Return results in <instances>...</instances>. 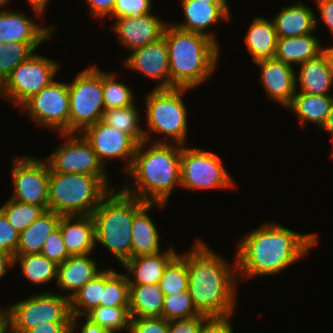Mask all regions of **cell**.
I'll return each mask as SVG.
<instances>
[{
  "instance_id": "obj_8",
  "label": "cell",
  "mask_w": 333,
  "mask_h": 333,
  "mask_svg": "<svg viewBox=\"0 0 333 333\" xmlns=\"http://www.w3.org/2000/svg\"><path fill=\"white\" fill-rule=\"evenodd\" d=\"M69 133H81L86 127L102 120L105 110L102 70L86 67L68 83Z\"/></svg>"
},
{
  "instance_id": "obj_37",
  "label": "cell",
  "mask_w": 333,
  "mask_h": 333,
  "mask_svg": "<svg viewBox=\"0 0 333 333\" xmlns=\"http://www.w3.org/2000/svg\"><path fill=\"white\" fill-rule=\"evenodd\" d=\"M84 317L112 333H117L123 329L129 331L131 319L129 307L99 306L93 308Z\"/></svg>"
},
{
  "instance_id": "obj_42",
  "label": "cell",
  "mask_w": 333,
  "mask_h": 333,
  "mask_svg": "<svg viewBox=\"0 0 333 333\" xmlns=\"http://www.w3.org/2000/svg\"><path fill=\"white\" fill-rule=\"evenodd\" d=\"M40 254L58 265L63 263L70 256L66 250L59 227L45 240Z\"/></svg>"
},
{
  "instance_id": "obj_2",
  "label": "cell",
  "mask_w": 333,
  "mask_h": 333,
  "mask_svg": "<svg viewBox=\"0 0 333 333\" xmlns=\"http://www.w3.org/2000/svg\"><path fill=\"white\" fill-rule=\"evenodd\" d=\"M187 263L188 291L196 309L209 317L234 313L237 297V263L232 264L197 239L190 251L179 254Z\"/></svg>"
},
{
  "instance_id": "obj_40",
  "label": "cell",
  "mask_w": 333,
  "mask_h": 333,
  "mask_svg": "<svg viewBox=\"0 0 333 333\" xmlns=\"http://www.w3.org/2000/svg\"><path fill=\"white\" fill-rule=\"evenodd\" d=\"M159 286L165 296L188 290L187 263L179 254L165 267Z\"/></svg>"
},
{
  "instance_id": "obj_49",
  "label": "cell",
  "mask_w": 333,
  "mask_h": 333,
  "mask_svg": "<svg viewBox=\"0 0 333 333\" xmlns=\"http://www.w3.org/2000/svg\"><path fill=\"white\" fill-rule=\"evenodd\" d=\"M71 322H44L25 333H70Z\"/></svg>"
},
{
  "instance_id": "obj_9",
  "label": "cell",
  "mask_w": 333,
  "mask_h": 333,
  "mask_svg": "<svg viewBox=\"0 0 333 333\" xmlns=\"http://www.w3.org/2000/svg\"><path fill=\"white\" fill-rule=\"evenodd\" d=\"M59 68V63L52 58L34 53L0 84V97L20 108L55 79Z\"/></svg>"
},
{
  "instance_id": "obj_36",
  "label": "cell",
  "mask_w": 333,
  "mask_h": 333,
  "mask_svg": "<svg viewBox=\"0 0 333 333\" xmlns=\"http://www.w3.org/2000/svg\"><path fill=\"white\" fill-rule=\"evenodd\" d=\"M44 43H0V84ZM40 45V46H39Z\"/></svg>"
},
{
  "instance_id": "obj_55",
  "label": "cell",
  "mask_w": 333,
  "mask_h": 333,
  "mask_svg": "<svg viewBox=\"0 0 333 333\" xmlns=\"http://www.w3.org/2000/svg\"><path fill=\"white\" fill-rule=\"evenodd\" d=\"M321 130L328 133L333 138V101L330 107L329 114L327 116L325 124L322 126Z\"/></svg>"
},
{
  "instance_id": "obj_41",
  "label": "cell",
  "mask_w": 333,
  "mask_h": 333,
  "mask_svg": "<svg viewBox=\"0 0 333 333\" xmlns=\"http://www.w3.org/2000/svg\"><path fill=\"white\" fill-rule=\"evenodd\" d=\"M200 314L194 306L188 290L164 296L162 317L167 321L186 319Z\"/></svg>"
},
{
  "instance_id": "obj_46",
  "label": "cell",
  "mask_w": 333,
  "mask_h": 333,
  "mask_svg": "<svg viewBox=\"0 0 333 333\" xmlns=\"http://www.w3.org/2000/svg\"><path fill=\"white\" fill-rule=\"evenodd\" d=\"M209 318L205 314L186 319H177L169 321L168 333H201L204 322Z\"/></svg>"
},
{
  "instance_id": "obj_47",
  "label": "cell",
  "mask_w": 333,
  "mask_h": 333,
  "mask_svg": "<svg viewBox=\"0 0 333 333\" xmlns=\"http://www.w3.org/2000/svg\"><path fill=\"white\" fill-rule=\"evenodd\" d=\"M227 317H209L203 325L201 333H234L230 318Z\"/></svg>"
},
{
  "instance_id": "obj_12",
  "label": "cell",
  "mask_w": 333,
  "mask_h": 333,
  "mask_svg": "<svg viewBox=\"0 0 333 333\" xmlns=\"http://www.w3.org/2000/svg\"><path fill=\"white\" fill-rule=\"evenodd\" d=\"M66 142L45 158L54 173H83L102 178L108 185V173L96 152L80 133L61 134Z\"/></svg>"
},
{
  "instance_id": "obj_58",
  "label": "cell",
  "mask_w": 333,
  "mask_h": 333,
  "mask_svg": "<svg viewBox=\"0 0 333 333\" xmlns=\"http://www.w3.org/2000/svg\"><path fill=\"white\" fill-rule=\"evenodd\" d=\"M10 2H11V0H0V11L6 10V9H3V7ZM1 6H3V7H1Z\"/></svg>"
},
{
  "instance_id": "obj_10",
  "label": "cell",
  "mask_w": 333,
  "mask_h": 333,
  "mask_svg": "<svg viewBox=\"0 0 333 333\" xmlns=\"http://www.w3.org/2000/svg\"><path fill=\"white\" fill-rule=\"evenodd\" d=\"M9 328L15 333L26 331L44 322H71L70 299L59 292H43L12 303L9 307Z\"/></svg>"
},
{
  "instance_id": "obj_26",
  "label": "cell",
  "mask_w": 333,
  "mask_h": 333,
  "mask_svg": "<svg viewBox=\"0 0 333 333\" xmlns=\"http://www.w3.org/2000/svg\"><path fill=\"white\" fill-rule=\"evenodd\" d=\"M296 74V92L317 95H332L333 79L330 73L329 64L323 51L316 57L307 60L299 65ZM332 89V93L330 90ZM330 92V93H329Z\"/></svg>"
},
{
  "instance_id": "obj_16",
  "label": "cell",
  "mask_w": 333,
  "mask_h": 333,
  "mask_svg": "<svg viewBox=\"0 0 333 333\" xmlns=\"http://www.w3.org/2000/svg\"><path fill=\"white\" fill-rule=\"evenodd\" d=\"M130 53L123 59L127 69L158 81L155 89L175 88L170 82L168 48L164 37Z\"/></svg>"
},
{
  "instance_id": "obj_34",
  "label": "cell",
  "mask_w": 333,
  "mask_h": 333,
  "mask_svg": "<svg viewBox=\"0 0 333 333\" xmlns=\"http://www.w3.org/2000/svg\"><path fill=\"white\" fill-rule=\"evenodd\" d=\"M103 289L104 268L70 299L71 315L82 318L93 308L99 307Z\"/></svg>"
},
{
  "instance_id": "obj_7",
  "label": "cell",
  "mask_w": 333,
  "mask_h": 333,
  "mask_svg": "<svg viewBox=\"0 0 333 333\" xmlns=\"http://www.w3.org/2000/svg\"><path fill=\"white\" fill-rule=\"evenodd\" d=\"M189 88L155 89L145 95L146 127L145 140L153 143L187 144V107L183 97ZM151 132H158L169 141L151 140ZM166 135V136H165Z\"/></svg>"
},
{
  "instance_id": "obj_1",
  "label": "cell",
  "mask_w": 333,
  "mask_h": 333,
  "mask_svg": "<svg viewBox=\"0 0 333 333\" xmlns=\"http://www.w3.org/2000/svg\"><path fill=\"white\" fill-rule=\"evenodd\" d=\"M315 233H299L280 223H265L246 233L235 251L240 277L274 276L309 254L318 243Z\"/></svg>"
},
{
  "instance_id": "obj_27",
  "label": "cell",
  "mask_w": 333,
  "mask_h": 333,
  "mask_svg": "<svg viewBox=\"0 0 333 333\" xmlns=\"http://www.w3.org/2000/svg\"><path fill=\"white\" fill-rule=\"evenodd\" d=\"M277 40L273 20L255 17L245 35V44L252 61L274 58Z\"/></svg>"
},
{
  "instance_id": "obj_54",
  "label": "cell",
  "mask_w": 333,
  "mask_h": 333,
  "mask_svg": "<svg viewBox=\"0 0 333 333\" xmlns=\"http://www.w3.org/2000/svg\"><path fill=\"white\" fill-rule=\"evenodd\" d=\"M5 308V309H4ZM9 329V310L7 307H0V333Z\"/></svg>"
},
{
  "instance_id": "obj_38",
  "label": "cell",
  "mask_w": 333,
  "mask_h": 333,
  "mask_svg": "<svg viewBox=\"0 0 333 333\" xmlns=\"http://www.w3.org/2000/svg\"><path fill=\"white\" fill-rule=\"evenodd\" d=\"M0 209L6 215L9 224L19 233L46 212L42 206L17 202L10 198Z\"/></svg>"
},
{
  "instance_id": "obj_19",
  "label": "cell",
  "mask_w": 333,
  "mask_h": 333,
  "mask_svg": "<svg viewBox=\"0 0 333 333\" xmlns=\"http://www.w3.org/2000/svg\"><path fill=\"white\" fill-rule=\"evenodd\" d=\"M55 27H42L25 12L0 11V43H44Z\"/></svg>"
},
{
  "instance_id": "obj_33",
  "label": "cell",
  "mask_w": 333,
  "mask_h": 333,
  "mask_svg": "<svg viewBox=\"0 0 333 333\" xmlns=\"http://www.w3.org/2000/svg\"><path fill=\"white\" fill-rule=\"evenodd\" d=\"M140 111L135 102L127 107L105 109L102 121L129 134L138 144L145 141L144 129L140 126Z\"/></svg>"
},
{
  "instance_id": "obj_13",
  "label": "cell",
  "mask_w": 333,
  "mask_h": 333,
  "mask_svg": "<svg viewBox=\"0 0 333 333\" xmlns=\"http://www.w3.org/2000/svg\"><path fill=\"white\" fill-rule=\"evenodd\" d=\"M11 168L13 193L10 199L17 202L49 206V165L45 159L35 156L15 157Z\"/></svg>"
},
{
  "instance_id": "obj_44",
  "label": "cell",
  "mask_w": 333,
  "mask_h": 333,
  "mask_svg": "<svg viewBox=\"0 0 333 333\" xmlns=\"http://www.w3.org/2000/svg\"><path fill=\"white\" fill-rule=\"evenodd\" d=\"M152 0H116L112 19L152 13Z\"/></svg>"
},
{
  "instance_id": "obj_50",
  "label": "cell",
  "mask_w": 333,
  "mask_h": 333,
  "mask_svg": "<svg viewBox=\"0 0 333 333\" xmlns=\"http://www.w3.org/2000/svg\"><path fill=\"white\" fill-rule=\"evenodd\" d=\"M318 11L320 13V18L323 23L327 26L329 31L333 35V0H314Z\"/></svg>"
},
{
  "instance_id": "obj_20",
  "label": "cell",
  "mask_w": 333,
  "mask_h": 333,
  "mask_svg": "<svg viewBox=\"0 0 333 333\" xmlns=\"http://www.w3.org/2000/svg\"><path fill=\"white\" fill-rule=\"evenodd\" d=\"M181 4L186 20L173 25L186 31L204 34L219 45L213 32L209 33L207 30L219 20H230L229 4H210L200 0H181Z\"/></svg>"
},
{
  "instance_id": "obj_39",
  "label": "cell",
  "mask_w": 333,
  "mask_h": 333,
  "mask_svg": "<svg viewBox=\"0 0 333 333\" xmlns=\"http://www.w3.org/2000/svg\"><path fill=\"white\" fill-rule=\"evenodd\" d=\"M115 73L102 72V88L105 109L122 108L134 103V93L126 84L116 80Z\"/></svg>"
},
{
  "instance_id": "obj_53",
  "label": "cell",
  "mask_w": 333,
  "mask_h": 333,
  "mask_svg": "<svg viewBox=\"0 0 333 333\" xmlns=\"http://www.w3.org/2000/svg\"><path fill=\"white\" fill-rule=\"evenodd\" d=\"M49 0H28V3L31 7V10L34 15L37 17H40V15H43V13L46 10L47 4H49Z\"/></svg>"
},
{
  "instance_id": "obj_22",
  "label": "cell",
  "mask_w": 333,
  "mask_h": 333,
  "mask_svg": "<svg viewBox=\"0 0 333 333\" xmlns=\"http://www.w3.org/2000/svg\"><path fill=\"white\" fill-rule=\"evenodd\" d=\"M97 261L89 254L69 256L58 265L56 283L66 297L71 299L87 282L98 275Z\"/></svg>"
},
{
  "instance_id": "obj_15",
  "label": "cell",
  "mask_w": 333,
  "mask_h": 333,
  "mask_svg": "<svg viewBox=\"0 0 333 333\" xmlns=\"http://www.w3.org/2000/svg\"><path fill=\"white\" fill-rule=\"evenodd\" d=\"M80 134L91 145L105 168L107 160L114 158L127 160L123 171L125 174L129 171L138 145L129 134L105 124L102 120L86 127Z\"/></svg>"
},
{
  "instance_id": "obj_43",
  "label": "cell",
  "mask_w": 333,
  "mask_h": 333,
  "mask_svg": "<svg viewBox=\"0 0 333 333\" xmlns=\"http://www.w3.org/2000/svg\"><path fill=\"white\" fill-rule=\"evenodd\" d=\"M169 321L163 317L131 318L129 333H168Z\"/></svg>"
},
{
  "instance_id": "obj_35",
  "label": "cell",
  "mask_w": 333,
  "mask_h": 333,
  "mask_svg": "<svg viewBox=\"0 0 333 333\" xmlns=\"http://www.w3.org/2000/svg\"><path fill=\"white\" fill-rule=\"evenodd\" d=\"M130 285L127 276L112 268L104 269V289L100 306L129 307Z\"/></svg>"
},
{
  "instance_id": "obj_28",
  "label": "cell",
  "mask_w": 333,
  "mask_h": 333,
  "mask_svg": "<svg viewBox=\"0 0 333 333\" xmlns=\"http://www.w3.org/2000/svg\"><path fill=\"white\" fill-rule=\"evenodd\" d=\"M314 33L298 37H278L275 58L291 66L300 65L323 52Z\"/></svg>"
},
{
  "instance_id": "obj_48",
  "label": "cell",
  "mask_w": 333,
  "mask_h": 333,
  "mask_svg": "<svg viewBox=\"0 0 333 333\" xmlns=\"http://www.w3.org/2000/svg\"><path fill=\"white\" fill-rule=\"evenodd\" d=\"M88 4V8L91 11L92 16L96 18H105L110 15L112 17V12L115 6L116 0H85Z\"/></svg>"
},
{
  "instance_id": "obj_11",
  "label": "cell",
  "mask_w": 333,
  "mask_h": 333,
  "mask_svg": "<svg viewBox=\"0 0 333 333\" xmlns=\"http://www.w3.org/2000/svg\"><path fill=\"white\" fill-rule=\"evenodd\" d=\"M220 158L200 148H181V188L188 190L228 189L236 186Z\"/></svg>"
},
{
  "instance_id": "obj_23",
  "label": "cell",
  "mask_w": 333,
  "mask_h": 333,
  "mask_svg": "<svg viewBox=\"0 0 333 333\" xmlns=\"http://www.w3.org/2000/svg\"><path fill=\"white\" fill-rule=\"evenodd\" d=\"M174 249L172 247L166 251L133 257L125 261L121 266L127 272L129 285L159 284L165 267L177 255Z\"/></svg>"
},
{
  "instance_id": "obj_18",
  "label": "cell",
  "mask_w": 333,
  "mask_h": 333,
  "mask_svg": "<svg viewBox=\"0 0 333 333\" xmlns=\"http://www.w3.org/2000/svg\"><path fill=\"white\" fill-rule=\"evenodd\" d=\"M260 68L259 80L265 90L266 98L286 108L296 93L295 68L274 58L254 62Z\"/></svg>"
},
{
  "instance_id": "obj_6",
  "label": "cell",
  "mask_w": 333,
  "mask_h": 333,
  "mask_svg": "<svg viewBox=\"0 0 333 333\" xmlns=\"http://www.w3.org/2000/svg\"><path fill=\"white\" fill-rule=\"evenodd\" d=\"M102 178L83 173H54L49 168L48 210L61 216L92 215L112 190Z\"/></svg>"
},
{
  "instance_id": "obj_57",
  "label": "cell",
  "mask_w": 333,
  "mask_h": 333,
  "mask_svg": "<svg viewBox=\"0 0 333 333\" xmlns=\"http://www.w3.org/2000/svg\"><path fill=\"white\" fill-rule=\"evenodd\" d=\"M200 1L207 2L210 4H229L227 0H200Z\"/></svg>"
},
{
  "instance_id": "obj_51",
  "label": "cell",
  "mask_w": 333,
  "mask_h": 333,
  "mask_svg": "<svg viewBox=\"0 0 333 333\" xmlns=\"http://www.w3.org/2000/svg\"><path fill=\"white\" fill-rule=\"evenodd\" d=\"M79 319V316H72L71 317V324H70V333H74L76 329H78L79 326H81L80 333H112L109 330L103 329L97 324L92 323L89 319L86 317L85 322L83 325L81 322L79 323L77 320Z\"/></svg>"
},
{
  "instance_id": "obj_60",
  "label": "cell",
  "mask_w": 333,
  "mask_h": 333,
  "mask_svg": "<svg viewBox=\"0 0 333 333\" xmlns=\"http://www.w3.org/2000/svg\"><path fill=\"white\" fill-rule=\"evenodd\" d=\"M331 139H332V153H331L332 155L331 156L333 157V138H331Z\"/></svg>"
},
{
  "instance_id": "obj_52",
  "label": "cell",
  "mask_w": 333,
  "mask_h": 333,
  "mask_svg": "<svg viewBox=\"0 0 333 333\" xmlns=\"http://www.w3.org/2000/svg\"><path fill=\"white\" fill-rule=\"evenodd\" d=\"M14 266V256L0 251V278L2 279L7 273L8 268H12Z\"/></svg>"
},
{
  "instance_id": "obj_3",
  "label": "cell",
  "mask_w": 333,
  "mask_h": 333,
  "mask_svg": "<svg viewBox=\"0 0 333 333\" xmlns=\"http://www.w3.org/2000/svg\"><path fill=\"white\" fill-rule=\"evenodd\" d=\"M146 145H151L146 147ZM174 143L142 141L137 145L133 163L126 173L132 183L123 182L122 189L147 203H164L177 187H181V148ZM128 175V176H127Z\"/></svg>"
},
{
  "instance_id": "obj_29",
  "label": "cell",
  "mask_w": 333,
  "mask_h": 333,
  "mask_svg": "<svg viewBox=\"0 0 333 333\" xmlns=\"http://www.w3.org/2000/svg\"><path fill=\"white\" fill-rule=\"evenodd\" d=\"M333 95H317L296 92L291 103L286 107L298 116L301 127L313 123L321 129L325 124Z\"/></svg>"
},
{
  "instance_id": "obj_56",
  "label": "cell",
  "mask_w": 333,
  "mask_h": 333,
  "mask_svg": "<svg viewBox=\"0 0 333 333\" xmlns=\"http://www.w3.org/2000/svg\"><path fill=\"white\" fill-rule=\"evenodd\" d=\"M328 46H324L323 51L325 52L328 64H329V69H330V73L332 75V79H333V45L329 46V44H327Z\"/></svg>"
},
{
  "instance_id": "obj_21",
  "label": "cell",
  "mask_w": 333,
  "mask_h": 333,
  "mask_svg": "<svg viewBox=\"0 0 333 333\" xmlns=\"http://www.w3.org/2000/svg\"><path fill=\"white\" fill-rule=\"evenodd\" d=\"M58 227L70 256L92 255L96 246L95 225L91 215L61 216Z\"/></svg>"
},
{
  "instance_id": "obj_31",
  "label": "cell",
  "mask_w": 333,
  "mask_h": 333,
  "mask_svg": "<svg viewBox=\"0 0 333 333\" xmlns=\"http://www.w3.org/2000/svg\"><path fill=\"white\" fill-rule=\"evenodd\" d=\"M164 296L159 284L130 285L131 318L162 317Z\"/></svg>"
},
{
  "instance_id": "obj_17",
  "label": "cell",
  "mask_w": 333,
  "mask_h": 333,
  "mask_svg": "<svg viewBox=\"0 0 333 333\" xmlns=\"http://www.w3.org/2000/svg\"><path fill=\"white\" fill-rule=\"evenodd\" d=\"M111 30L116 34L120 43L127 49L133 51L147 44L160 40L167 22H164L156 14L131 15L115 18Z\"/></svg>"
},
{
  "instance_id": "obj_32",
  "label": "cell",
  "mask_w": 333,
  "mask_h": 333,
  "mask_svg": "<svg viewBox=\"0 0 333 333\" xmlns=\"http://www.w3.org/2000/svg\"><path fill=\"white\" fill-rule=\"evenodd\" d=\"M20 263L21 273L32 284H46L56 281L58 264L40 253L16 254L14 266Z\"/></svg>"
},
{
  "instance_id": "obj_24",
  "label": "cell",
  "mask_w": 333,
  "mask_h": 333,
  "mask_svg": "<svg viewBox=\"0 0 333 333\" xmlns=\"http://www.w3.org/2000/svg\"><path fill=\"white\" fill-rule=\"evenodd\" d=\"M316 18L314 11L298 0L296 4L282 7L272 20L278 37H298L315 33L319 26Z\"/></svg>"
},
{
  "instance_id": "obj_14",
  "label": "cell",
  "mask_w": 333,
  "mask_h": 333,
  "mask_svg": "<svg viewBox=\"0 0 333 333\" xmlns=\"http://www.w3.org/2000/svg\"><path fill=\"white\" fill-rule=\"evenodd\" d=\"M19 109L29 114L41 127H50L60 134L69 133L68 83L53 80L39 93L28 99Z\"/></svg>"
},
{
  "instance_id": "obj_25",
  "label": "cell",
  "mask_w": 333,
  "mask_h": 333,
  "mask_svg": "<svg viewBox=\"0 0 333 333\" xmlns=\"http://www.w3.org/2000/svg\"><path fill=\"white\" fill-rule=\"evenodd\" d=\"M163 208L164 203H145L135 214L131 227V258L151 255L163 251L160 248V236L156 224L147 211L152 207Z\"/></svg>"
},
{
  "instance_id": "obj_5",
  "label": "cell",
  "mask_w": 333,
  "mask_h": 333,
  "mask_svg": "<svg viewBox=\"0 0 333 333\" xmlns=\"http://www.w3.org/2000/svg\"><path fill=\"white\" fill-rule=\"evenodd\" d=\"M112 189L92 213L95 246L99 243L122 265L131 258V227L134 214L146 203L126 193L122 187Z\"/></svg>"
},
{
  "instance_id": "obj_59",
  "label": "cell",
  "mask_w": 333,
  "mask_h": 333,
  "mask_svg": "<svg viewBox=\"0 0 333 333\" xmlns=\"http://www.w3.org/2000/svg\"><path fill=\"white\" fill-rule=\"evenodd\" d=\"M5 333H15L10 328Z\"/></svg>"
},
{
  "instance_id": "obj_45",
  "label": "cell",
  "mask_w": 333,
  "mask_h": 333,
  "mask_svg": "<svg viewBox=\"0 0 333 333\" xmlns=\"http://www.w3.org/2000/svg\"><path fill=\"white\" fill-rule=\"evenodd\" d=\"M19 232L8 222L6 215L0 209V251L16 255L19 242Z\"/></svg>"
},
{
  "instance_id": "obj_4",
  "label": "cell",
  "mask_w": 333,
  "mask_h": 333,
  "mask_svg": "<svg viewBox=\"0 0 333 333\" xmlns=\"http://www.w3.org/2000/svg\"><path fill=\"white\" fill-rule=\"evenodd\" d=\"M169 23L165 28L170 82L176 88L195 89L215 71L220 46L210 37L186 31Z\"/></svg>"
},
{
  "instance_id": "obj_30",
  "label": "cell",
  "mask_w": 333,
  "mask_h": 333,
  "mask_svg": "<svg viewBox=\"0 0 333 333\" xmlns=\"http://www.w3.org/2000/svg\"><path fill=\"white\" fill-rule=\"evenodd\" d=\"M61 215L47 210L19 234L16 254L40 253L49 235L58 228Z\"/></svg>"
}]
</instances>
